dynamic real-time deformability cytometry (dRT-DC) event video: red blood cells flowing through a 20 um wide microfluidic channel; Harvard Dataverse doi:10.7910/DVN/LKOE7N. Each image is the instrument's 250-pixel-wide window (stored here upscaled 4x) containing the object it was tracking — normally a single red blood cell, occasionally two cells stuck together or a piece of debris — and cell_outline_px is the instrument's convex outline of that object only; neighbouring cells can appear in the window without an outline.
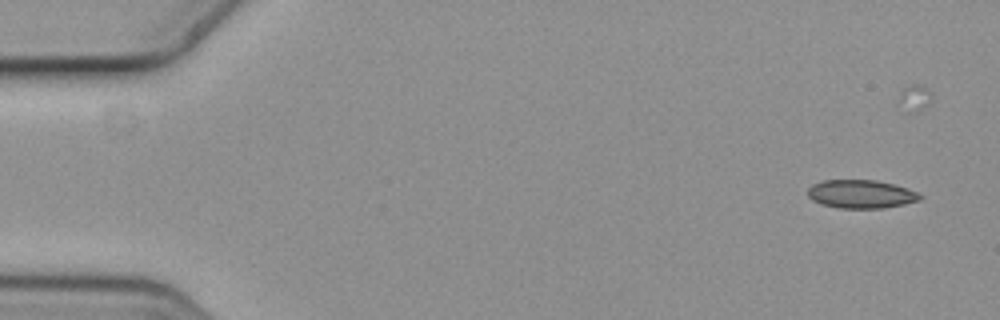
{"species": "common noctule bat (a hibernating species)", "species_latin": "Nyctalus noctula", "temperature_condition": "cold", "stored_images_in_passage": 6, "camera_frame_rate_fps": 3000, "um_per_image_px": 0.085, "animal": {"sex": "female", "body_mass_g": 19.3, "forearm_length_mm": 54.1}, "frame": {"image": 1, "passage_image": 1, "time_ms": 0.0, "image_size_px": [1000, 320], "cell_outline_px": [[924, 196], [920, 200], [904, 204], [884, 208], [840, 208], [820, 204], [812, 200], [808, 196], [808, 188], [812, 184], [824, 180], [876, 180], [892, 184], [916, 192]], "centroid_in_image_um": [73.16, 16.5], "position_along_channel_um": 11.8, "area_um2": 18.5}}
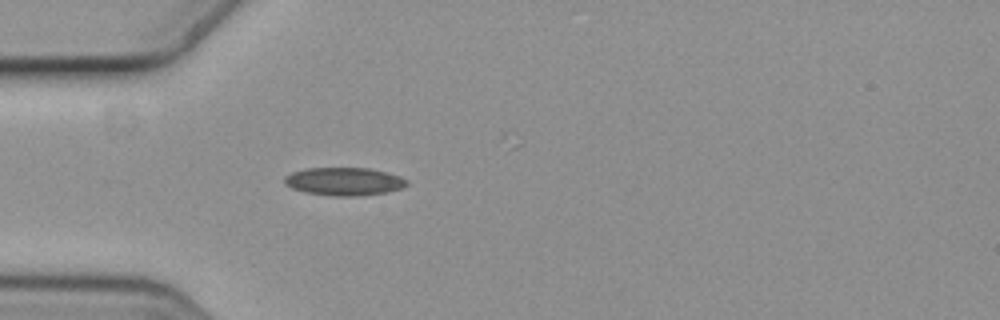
{"frame": {"image": 2, "passage_image": 5, "time_ms": 1.333, "image_size_px": [1000, 320], "cell_outline_px": [[408, 184], [400, 188], [388, 192], [360, 196], [332, 196], [304, 192], [292, 188], [284, 184], [284, 176], [292, 172], [308, 168], [372, 168], [400, 176], [408, 180]], "centroid_in_image_um": [29.25, 15.42], "position_along_channel_um": 55.8, "area_um2": 20.11}}